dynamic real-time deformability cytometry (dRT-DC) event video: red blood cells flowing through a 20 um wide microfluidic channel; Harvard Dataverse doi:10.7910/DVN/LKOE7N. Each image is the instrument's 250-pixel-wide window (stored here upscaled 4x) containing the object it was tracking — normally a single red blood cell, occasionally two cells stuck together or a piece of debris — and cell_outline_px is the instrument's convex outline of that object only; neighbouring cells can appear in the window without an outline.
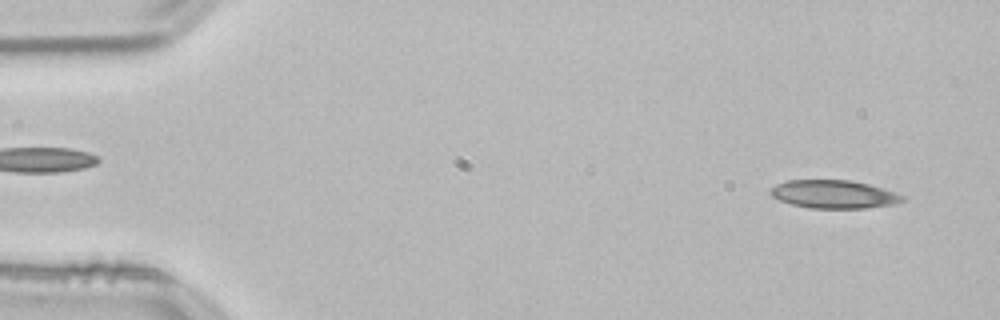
{"species": "common noctule bat (a hibernating species)", "species_latin": "Nyctalus noctula", "temperature_condition": "room temperature", "stored_images_in_passage": 52, "camera_frame_rate_fps": 3000, "um_per_image_px": 0.085, "animal": {"sex": "male", "body_mass_g": 21.5, "forearm_length_mm": 52.0}, "frame": {"image": 1, "passage_image": 2, "time_ms": 0.333, "image_size_px": [1000, 320], "cell_outline_px": [[908, 196], [904, 200], [896, 204], [864, 208], [808, 208], [792, 204], [780, 200], [772, 196], [768, 192], [776, 184], [788, 180], [848, 180], [868, 184]], "centroid_in_image_um": [70.9, 16.51], "position_along_channel_um": 14.1, "area_um2": 21.68}}
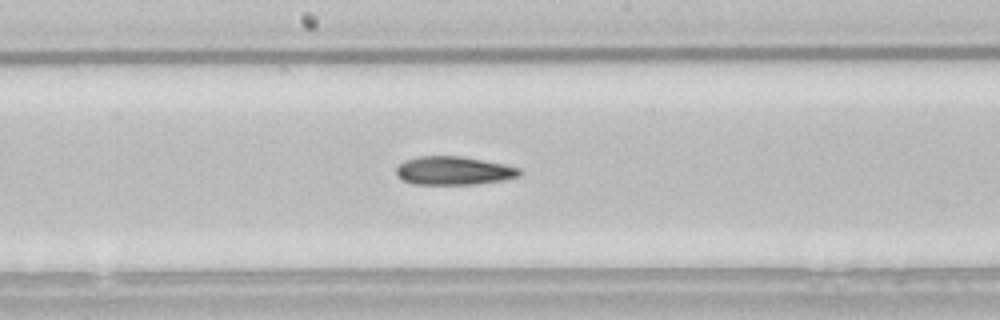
{"frame": {"image": 2, "passage_image": 26, "time_ms": 8.333, "image_size_px": [1000, 320], "cell_outline_px": [[520, 176], [504, 180], [476, 184], [412, 184], [404, 180], [396, 172], [396, 168], [404, 160], [420, 156], [460, 156], [504, 164], [520, 168]], "centroid_in_image_um": [38.58, 14.51], "position_along_channel_um": 209.6, "area_um2": 20.29}}
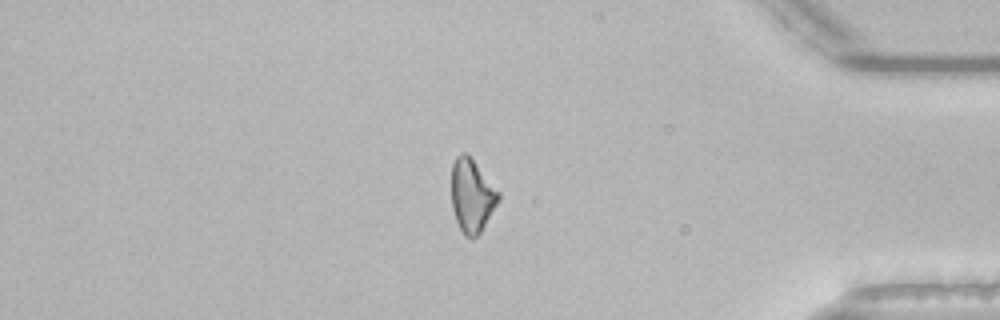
{"frame": {"image": 3, "passage_image": 43, "time_ms": 14.0, "image_size_px": [1000, 320], "cell_outline_px": [[500, 196], [496, 204], [480, 232], [472, 240], [464, 236], [456, 220], [452, 208], [452, 164], [456, 156], [460, 152], [464, 152], [472, 160], [500, 192]], "centroid_in_image_um": [40.08, 16.65], "position_along_channel_um": 395.1, "area_um2": 19.65}, "authors_computed_cell_mechanics": {"area_um2": 20.808, "velocity_mm_per_s": 3.8253, "shape_relaxation_time_tau1_ms": null, "shape_relaxation_time_tau2_ms": 7.3242, "deformation_change_tau1": null, "deformation_change_tau2": 0.1714}}